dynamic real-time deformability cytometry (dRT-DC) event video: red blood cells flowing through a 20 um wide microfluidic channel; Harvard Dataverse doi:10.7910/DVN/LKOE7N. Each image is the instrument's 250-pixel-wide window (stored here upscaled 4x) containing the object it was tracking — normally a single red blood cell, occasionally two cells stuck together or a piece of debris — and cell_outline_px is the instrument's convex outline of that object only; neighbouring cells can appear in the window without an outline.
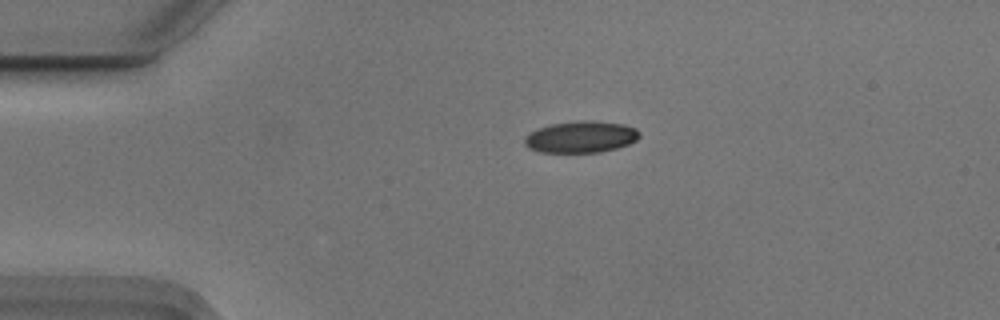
{"species": "Egyptian fruit bat (a non-hibernating species)", "species_latin": "Rousettus aegyptiacus", "temperature_condition": "cold", "stored_images_in_passage": 44, "camera_frame_rate_fps": 3000, "um_per_image_px": 0.085, "animal": {"sex": "male"}, "frame": {"image": 1, "passage_image": 1, "time_ms": 0.0, "image_size_px": [1000, 320], "cell_outline_px": [[640, 136], [636, 140], [628, 144], [616, 148], [600, 152], [540, 152], [528, 148], [524, 144], [524, 136], [528, 132], [536, 128], [548, 124], [580, 120], [588, 120], [624, 124], [636, 128], [640, 132]], "centroid_in_image_um": [49.33, 11.62], "position_along_channel_um": 35.7, "area_um2": 21.44}}
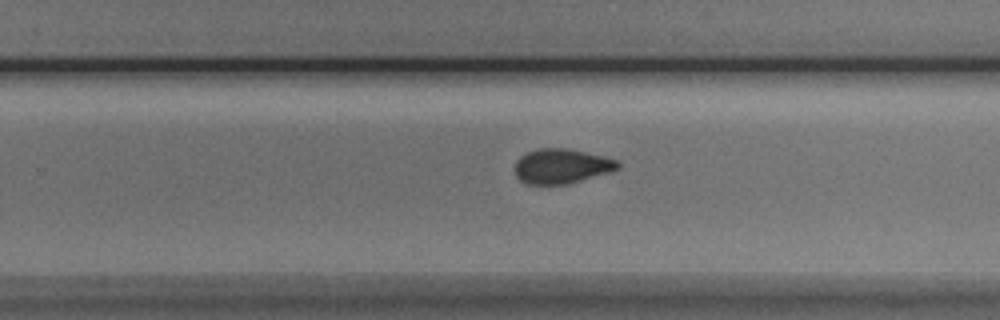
{"frame": {"image": 2, "passage_image": 24, "time_ms": 7.667, "image_size_px": [1000, 320], "cell_outline_px": [[620, 168], [608, 172], [568, 184], [528, 184], [520, 180], [516, 176], [516, 160], [520, 156], [528, 152], [540, 148], [568, 148], [604, 156], [616, 160], [620, 164]], "centroid_in_image_um": [47.73, 14.12], "position_along_channel_um": 282.1, "area_um2": 20.69}}
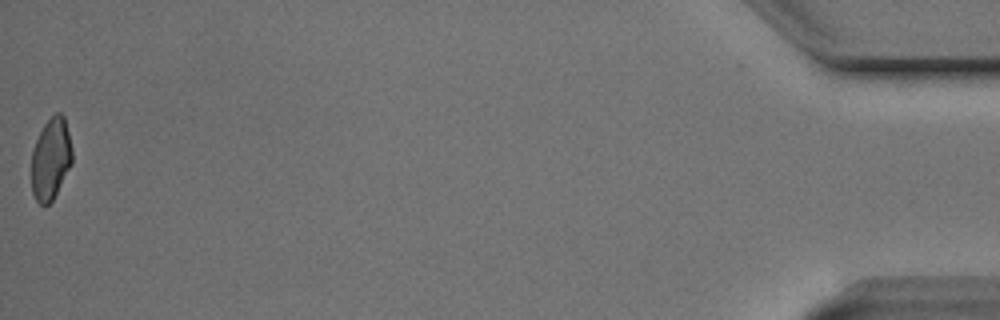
{"frame": {"image": 3, "passage_image": 44, "time_ms": 14.333, "image_size_px": [1000, 320], "cell_outline_px": [[72, 164], [52, 200], [48, 204], [40, 204], [36, 200], [32, 192], [32, 148], [44, 124], [56, 112], [60, 112], [64, 116], [72, 148]], "centroid_in_image_um": [4.32, 13.49], "position_along_channel_um": 430.9, "area_um2": 19.25}, "authors_computed_cell_mechanics": {"area_um2": 20.9814, "velocity_mm_per_s": 3.7298, "shape_relaxation_time_tau1_ms": 3.056, "shape_relaxation_time_tau2_ms": 1.6497, "deformation_change_tau1": 0.1147, "deformation_change_tau2": 0.0526}}